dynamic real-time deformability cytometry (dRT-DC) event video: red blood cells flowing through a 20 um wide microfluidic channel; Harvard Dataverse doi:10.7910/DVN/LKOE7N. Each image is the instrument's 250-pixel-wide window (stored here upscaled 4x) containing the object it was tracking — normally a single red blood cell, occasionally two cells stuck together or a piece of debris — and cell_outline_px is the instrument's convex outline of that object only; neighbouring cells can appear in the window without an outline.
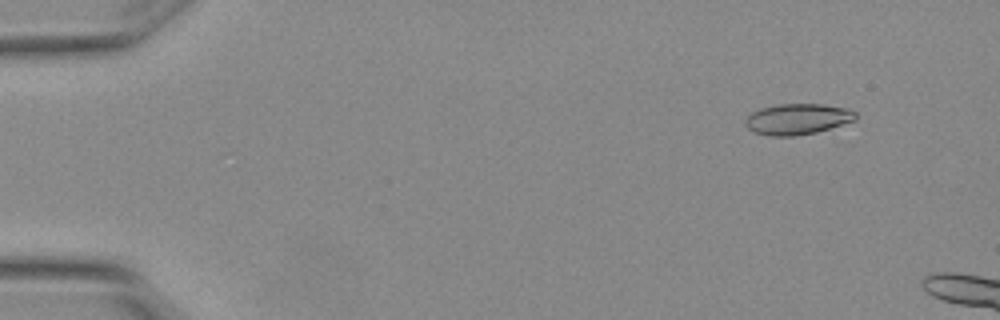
{"species": "Egyptian fruit bat (a non-hibernating species)", "species_latin": "Rousettus aegyptiacus", "temperature_condition": "warm", "stored_images_in_passage": 4, "camera_frame_rate_fps": 3000, "um_per_image_px": 0.085, "animal": {"sex": "female"}, "frame": {"image": 1, "passage_image": 2, "time_ms": 0.333, "image_size_px": [1000, 320], "cell_outline_px": [[856, 120], [816, 132], [792, 136], [768, 136], [752, 132], [744, 124], [744, 120], [752, 112], [760, 108], [780, 104], [820, 104], [848, 108], [856, 112]], "centroid_in_image_um": [67.76, 10.12], "position_along_channel_um": 17.2, "area_um2": 19.88}}